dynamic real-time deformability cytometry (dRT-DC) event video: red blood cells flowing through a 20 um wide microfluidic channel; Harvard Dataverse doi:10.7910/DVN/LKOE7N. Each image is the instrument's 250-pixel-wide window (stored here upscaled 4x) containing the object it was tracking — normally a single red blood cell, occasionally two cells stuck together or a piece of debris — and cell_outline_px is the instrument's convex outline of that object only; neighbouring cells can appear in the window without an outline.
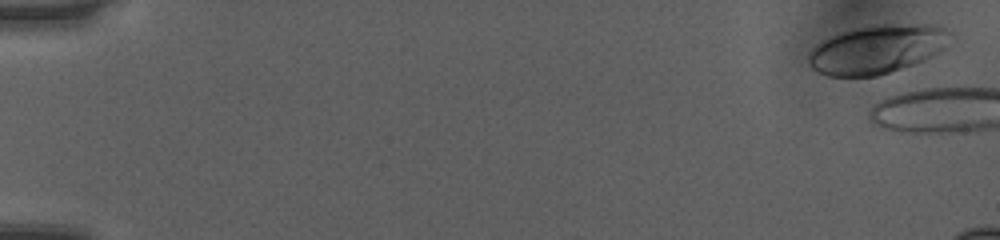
{"species": "human", "species_latin": "Homo sapiens", "temperature_condition": "room temperature", "stored_images_in_passage": 8, "camera_frame_rate_fps": 3000, "um_per_image_px": 0.085, "donor": {"sex": "female"}, "frame": {"image": 1, "passage_image": 1, "time_ms": 0.0, "image_size_px": [1000, 240], "cell_outline_px": [[952, 32], [944, 48], [924, 60], [876, 76], [828, 76], [816, 72], [808, 64], [808, 52], [816, 44], [832, 36], [852, 28], [876, 24], [940, 24]], "centroid_in_image_um": [74.54, 4.16], "position_along_channel_um": 10.5, "area_um2": 40.34}}